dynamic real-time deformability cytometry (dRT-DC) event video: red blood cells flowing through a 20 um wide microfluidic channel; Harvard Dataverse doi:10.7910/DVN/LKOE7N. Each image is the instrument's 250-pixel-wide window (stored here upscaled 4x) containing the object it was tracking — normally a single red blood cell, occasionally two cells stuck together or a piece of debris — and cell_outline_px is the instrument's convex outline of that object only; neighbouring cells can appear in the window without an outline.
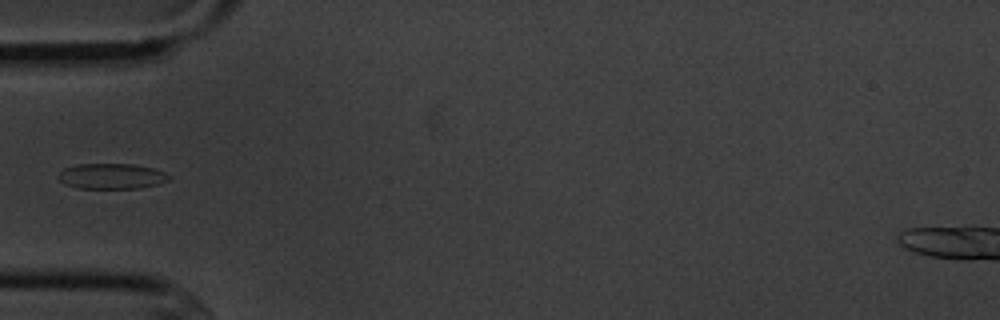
{"species": "common noctule bat (a hibernating species)", "species_latin": "Nyctalus noctula", "temperature_condition": "cold", "stored_images_in_passage": 8, "camera_frame_rate_fps": 3000, "um_per_image_px": 0.085, "animal": {"sex": "male", "body_mass_g": 20.1, "forearm_length_mm": 53.5}, "frame": {"image": 1, "passage_image": 5, "time_ms": 5.667, "image_size_px": [1000, 320], "cell_outline_px": [[172, 176], [168, 180], [156, 184], [140, 188], [76, 188], [64, 184], [56, 176], [64, 168], [76, 164], [132, 164], [152, 168], [164, 172]], "centroid_in_image_um": [9.45, 14.97], "position_along_channel_um": 75.6, "area_um2": 16.42}}
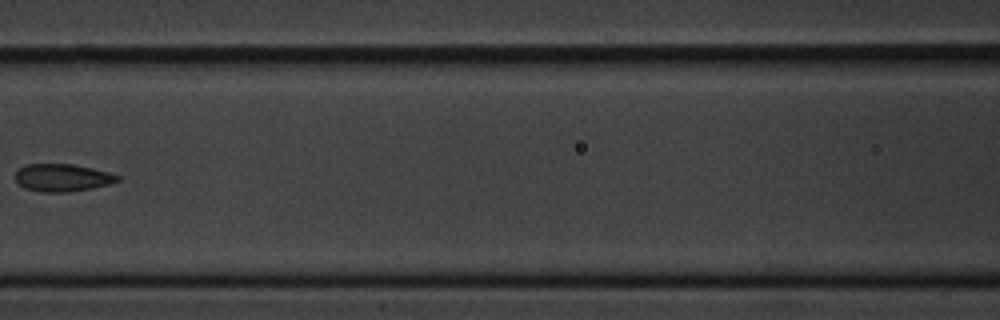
{"frame": {"image": 2, "passage_image": 7, "time_ms": 8.0, "image_size_px": [1000, 320], "cell_outline_px": [[120, 180], [108, 184], [92, 188], [68, 192], [40, 192], [24, 188], [16, 180], [16, 172], [20, 168], [28, 164], [72, 164], [92, 168], [108, 172], [120, 176]], "centroid_in_image_um": [5.3, 15.11], "position_along_channel_um": 161.3, "area_um2": 16.3}}
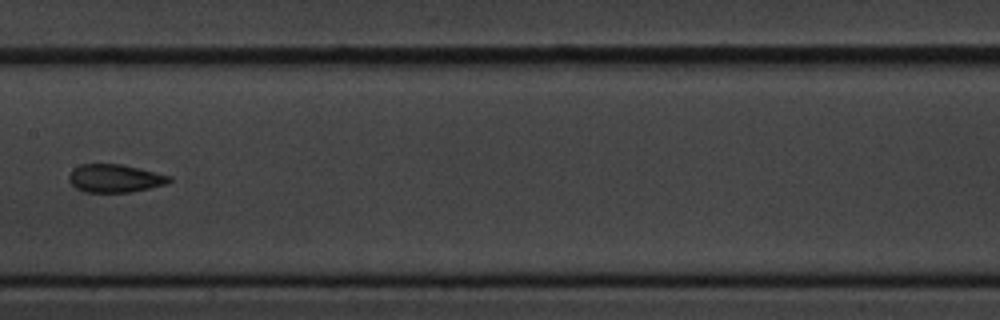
{"frame": {"image": 3, "passage_image": 8, "time_ms": 9.0, "image_size_px": [1000, 320], "cell_outline_px": [[172, 180], [164, 184], [132, 192], [84, 192], [76, 188], [68, 180], [68, 176], [72, 168], [80, 164], [124, 164], [172, 176]], "centroid_in_image_um": [9.74, 15.15], "position_along_channel_um": 197.7, "area_um2": 16.53}}